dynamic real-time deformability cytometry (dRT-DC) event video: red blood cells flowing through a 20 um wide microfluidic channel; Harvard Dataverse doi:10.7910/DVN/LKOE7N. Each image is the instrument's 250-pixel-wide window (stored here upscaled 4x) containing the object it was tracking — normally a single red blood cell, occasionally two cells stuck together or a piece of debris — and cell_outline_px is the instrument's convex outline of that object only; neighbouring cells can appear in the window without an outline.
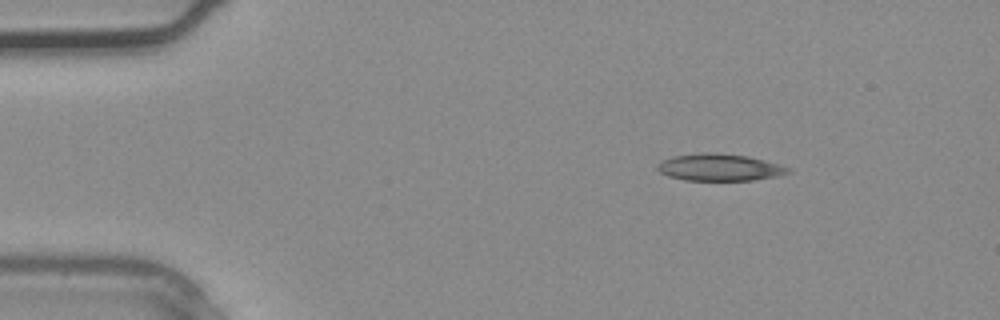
{"species": "common noctule bat (a hibernating species)", "species_latin": "Nyctalus noctula", "temperature_condition": "warm", "stored_images_in_passage": 3, "segment_of_instrument_passage": [1, 2], "camera_frame_rate_fps": 3000, "um_per_image_px": 0.085, "animal": {"sex": "male", "body_mass_g": 20.4}, "frame": {"image": 1, "passage_image": 1, "time_ms": 0.0, "image_size_px": [1000, 320], "cell_outline_px": [[792, 172], [780, 176], [752, 180], [684, 180], [668, 176], [660, 172], [656, 168], [656, 164], [672, 156], [704, 152], [708, 152], [748, 156], [764, 160], [792, 168]], "centroid_in_image_um": [61.18, 14.23], "position_along_channel_um": 23.8, "area_um2": 20.63}}
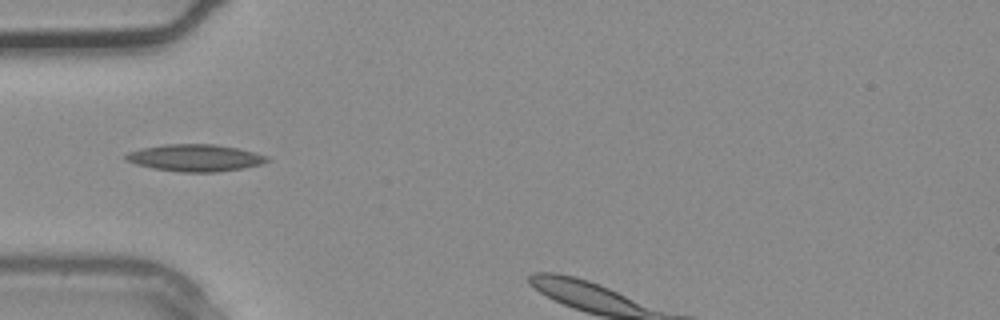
{"frame": {"image": 2, "passage_image": 2, "time_ms": 0.333, "image_size_px": [1000, 320], "cell_outline_px": [[272, 160], [260, 164], [244, 168], [216, 172], [180, 172], [152, 168], [136, 164], [124, 160], [124, 156], [128, 152], [144, 148], [168, 144], [216, 144], [236, 148], [268, 156]], "centroid_in_image_um": [16.59, 13.42], "position_along_channel_um": 68.4, "area_um2": 22.14}}